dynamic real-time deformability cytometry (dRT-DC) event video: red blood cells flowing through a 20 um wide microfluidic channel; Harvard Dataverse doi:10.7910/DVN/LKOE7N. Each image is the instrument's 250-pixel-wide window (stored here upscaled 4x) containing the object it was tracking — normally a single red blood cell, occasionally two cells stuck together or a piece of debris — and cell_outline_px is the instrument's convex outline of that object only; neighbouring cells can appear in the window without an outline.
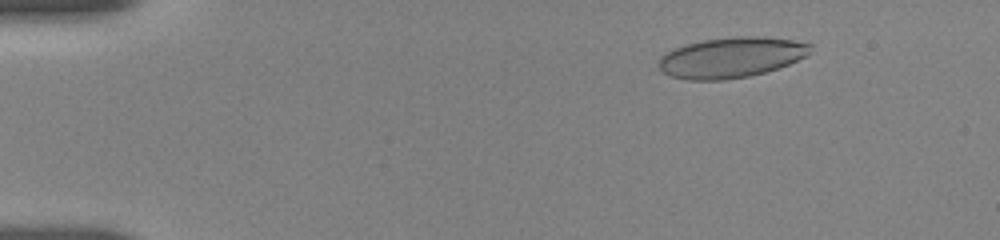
{"species": "human", "species_latin": "Homo sapiens", "temperature_condition": "room temperature", "stored_images_in_passage": 42, "camera_frame_rate_fps": 3000, "um_per_image_px": 0.085, "donor": {"sex": "female"}, "frame": {"image": 1, "passage_image": 5, "time_ms": 2.0, "image_size_px": [1000, 240], "cell_outline_px": [[812, 44], [808, 52], [804, 56], [788, 64], [764, 72], [748, 76], [720, 80], [688, 80], [672, 76], [664, 72], [660, 68], [660, 56], [684, 44], [704, 40], [736, 36], [764, 36], [792, 40]], "centroid_in_image_um": [62.14, 4.87], "position_along_channel_um": 22.9, "area_um2": 35.26}}
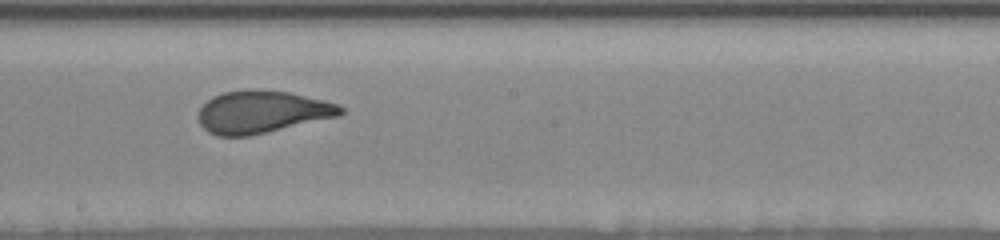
{"frame": {"image": 2, "passage_image": 21, "time_ms": 10.0, "image_size_px": [1000, 240], "cell_outline_px": [[344, 112], [340, 116], [252, 136], [216, 136], [208, 132], [200, 124], [200, 108], [208, 100], [224, 92], [248, 88], [252, 88], [288, 92], [324, 100], [340, 104], [344, 108]], "centroid_in_image_um": [22.32, 9.52], "position_along_channel_um": 225.9, "area_um2": 35.43}}
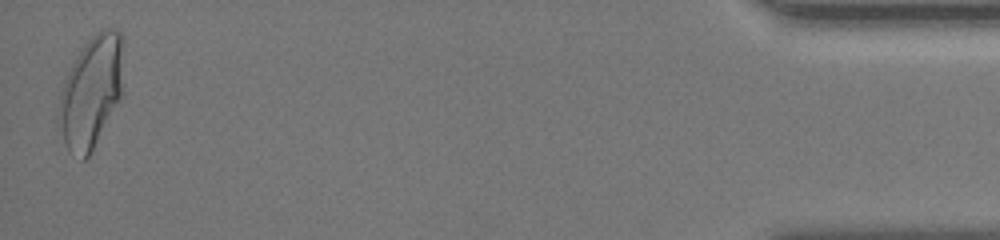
{"frame": {"image": 3, "passage_image": 42, "time_ms": 17.667, "image_size_px": [1000, 240], "cell_outline_px": [[124, 44], [120, 96], [88, 156], [84, 160], [80, 160], [68, 152], [56, 116], [60, 96], [64, 80], [72, 64], [88, 40], [96, 32], [104, 28], [112, 28], [120, 32], [124, 40]], "centroid_in_image_um": [7.73, 7.78], "position_along_channel_um": 427.5, "area_um2": 41.5}, "authors_computed_cell_mechanics": {"area_um2": 35.3158, "velocity_mm_per_s": 3.6672, "shape_relaxation_time_tau1_ms": 4.8926, "shape_relaxation_time_tau2_ms": 0.6906, "deformation_change_tau1": 0.168, "deformation_change_tau2": 0.075}}